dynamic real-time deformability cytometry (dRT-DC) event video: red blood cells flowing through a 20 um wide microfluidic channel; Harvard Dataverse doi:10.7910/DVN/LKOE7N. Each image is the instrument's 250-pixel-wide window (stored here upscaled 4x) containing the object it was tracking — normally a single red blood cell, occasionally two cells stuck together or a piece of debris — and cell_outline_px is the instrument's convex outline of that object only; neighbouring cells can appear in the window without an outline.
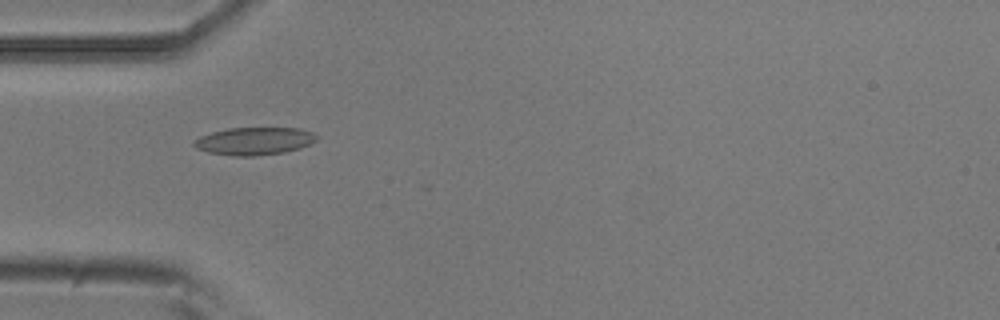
{"species": "common noctule bat (a hibernating species)", "species_latin": "Nyctalus noctula", "temperature_condition": "room temperature", "stored_images_in_passage": 19, "camera_frame_rate_fps": 3000, "um_per_image_px": 0.085, "animal": {"sex": "male", "body_mass_g": 20.5, "forearm_length_mm": 52.5}, "frame": {"image": 1, "passage_image": 13, "time_ms": 4.0, "image_size_px": [1000, 320], "cell_outline_px": [[320, 136], [316, 140], [300, 148], [284, 152], [256, 156], [232, 156], [208, 152], [196, 148], [192, 144], [192, 140], [200, 136], [212, 132], [228, 128], [300, 128], [312, 132]], "centroid_in_image_um": [21.6, 11.99], "position_along_channel_um": 63.4, "area_um2": 19.88}}
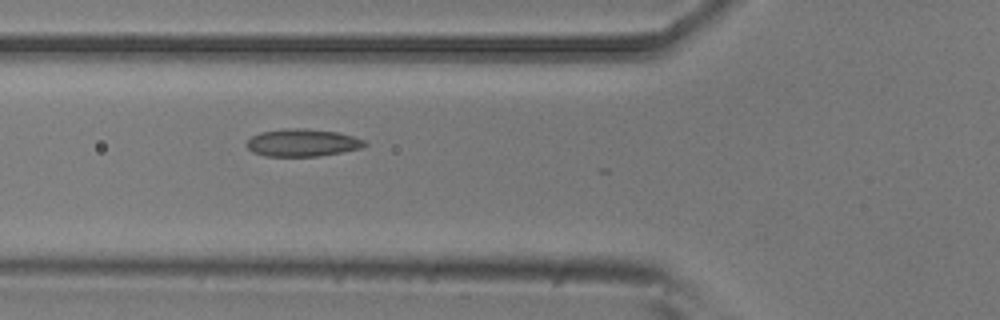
{"frame": {"image": 2, "passage_image": 16, "time_ms": 5.0, "image_size_px": [1000, 320], "cell_outline_px": [[368, 144], [364, 148], [320, 156], [264, 156], [252, 152], [244, 144], [252, 136], [260, 132], [288, 128], [300, 128], [340, 132], [364, 140]], "centroid_in_image_um": [25.71, 12.13], "position_along_channel_um": 100.1, "area_um2": 19.07}}